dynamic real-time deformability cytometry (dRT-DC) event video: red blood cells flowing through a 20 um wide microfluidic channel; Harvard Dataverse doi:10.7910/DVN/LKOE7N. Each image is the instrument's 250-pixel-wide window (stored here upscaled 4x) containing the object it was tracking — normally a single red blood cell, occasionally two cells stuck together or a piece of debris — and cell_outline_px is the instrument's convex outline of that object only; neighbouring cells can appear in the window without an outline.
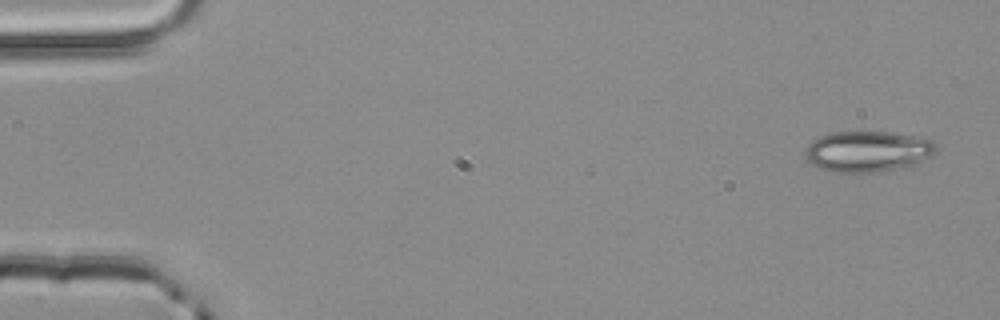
{"species": "common noctule bat (a hibernating species)", "species_latin": "Nyctalus noctula", "temperature_condition": "room temperature", "stored_images_in_passage": 4, "segment_of_instrument_passage": [1, 2], "camera_frame_rate_fps": 3000, "um_per_image_px": 0.085, "animal": {"sex": "male", "body_mass_g": 20.4}, "frame": {"image": 1, "passage_image": 1, "time_ms": 0.0, "image_size_px": [1000, 320], "cell_outline_px": [[936, 152], [912, 164], [876, 172], [832, 172], [820, 168], [812, 164], [808, 160], [804, 152], [808, 144], [812, 140], [820, 136], [832, 132], [888, 132], [912, 136], [932, 140], [936, 144]], "centroid_in_image_um": [73.69, 12.86], "position_along_channel_um": 11.3, "area_um2": 30.63}}